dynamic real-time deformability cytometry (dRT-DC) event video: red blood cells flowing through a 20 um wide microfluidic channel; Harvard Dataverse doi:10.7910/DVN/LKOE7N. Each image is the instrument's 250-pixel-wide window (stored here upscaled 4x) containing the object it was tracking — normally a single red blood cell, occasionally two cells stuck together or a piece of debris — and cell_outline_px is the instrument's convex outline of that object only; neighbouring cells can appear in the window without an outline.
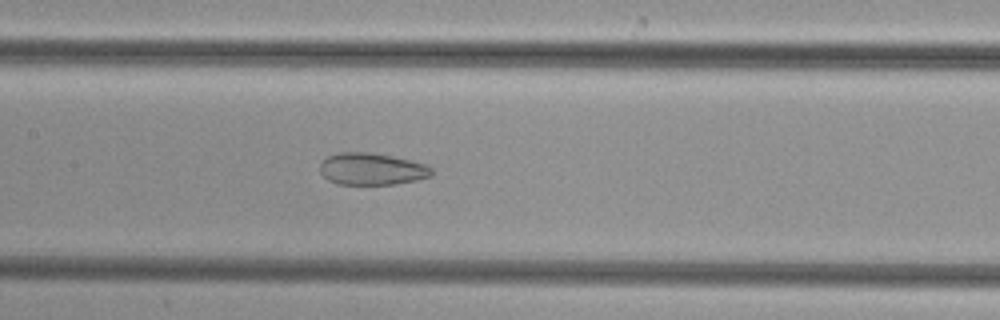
{"species": "common noctule bat (a hibernating species)", "species_latin": "Nyctalus noctula", "temperature_condition": "cold", "stored_images_in_passage": 39, "camera_frame_rate_fps": 3000, "um_per_image_px": 0.085, "animal": {"sex": "female", "body_mass_g": 29.2, "forearm_length_mm": 56.3}, "frame": {"image": 1, "passage_image": 13, "time_ms": 4.0, "image_size_px": [1000, 320], "cell_outline_px": [[432, 176], [416, 180], [396, 184], [336, 184], [328, 180], [320, 172], [320, 164], [328, 156], [340, 152], [372, 152], [392, 156], [428, 164], [432, 168]], "centroid_in_image_um": [31.62, 14.36], "position_along_channel_um": 175.8, "area_um2": 20.92}}
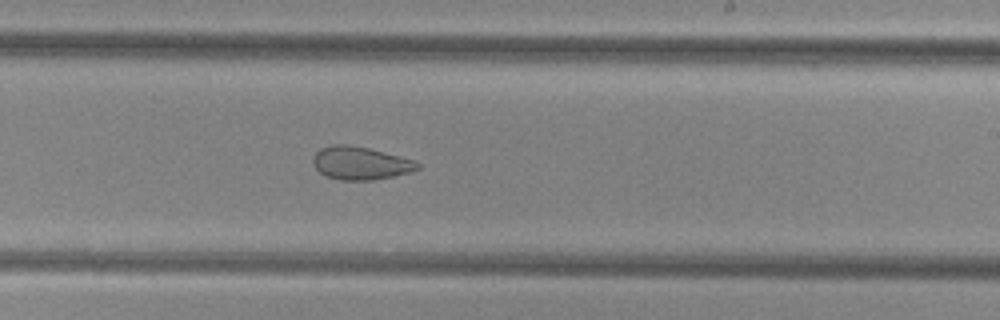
{"frame": {"image": 2, "passage_image": 19, "time_ms": 6.0, "image_size_px": [1000, 320], "cell_outline_px": [[420, 168], [408, 172], [392, 176], [372, 180], [340, 180], [324, 176], [312, 164], [312, 156], [320, 148], [332, 144], [344, 144], [368, 148], [412, 160], [420, 164]], "centroid_in_image_um": [30.55, 13.87], "position_along_channel_um": 258.4, "area_um2": 19.94}}
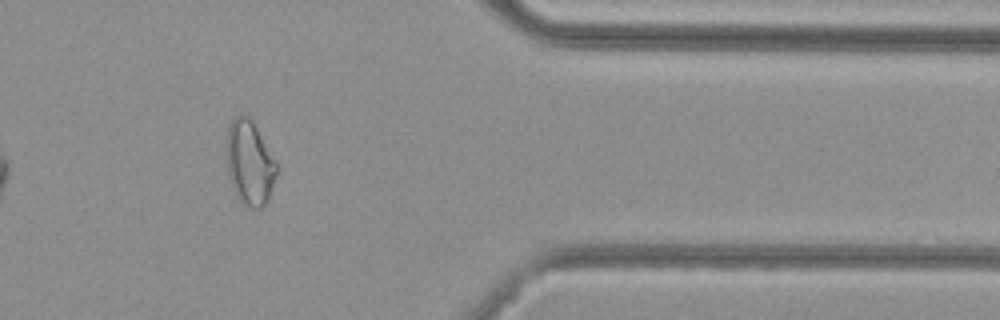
{"frame": {"image": 3, "passage_image": 30, "time_ms": 9.667, "image_size_px": [1000, 320], "cell_outline_px": [[280, 168], [268, 200], [260, 208], [248, 208], [236, 196], [232, 188], [228, 176], [228, 128], [232, 120], [240, 112], [248, 116], [252, 120], [276, 160]], "centroid_in_image_um": [21.26, 13.86], "position_along_channel_um": 390.1, "area_um2": 24.8}}